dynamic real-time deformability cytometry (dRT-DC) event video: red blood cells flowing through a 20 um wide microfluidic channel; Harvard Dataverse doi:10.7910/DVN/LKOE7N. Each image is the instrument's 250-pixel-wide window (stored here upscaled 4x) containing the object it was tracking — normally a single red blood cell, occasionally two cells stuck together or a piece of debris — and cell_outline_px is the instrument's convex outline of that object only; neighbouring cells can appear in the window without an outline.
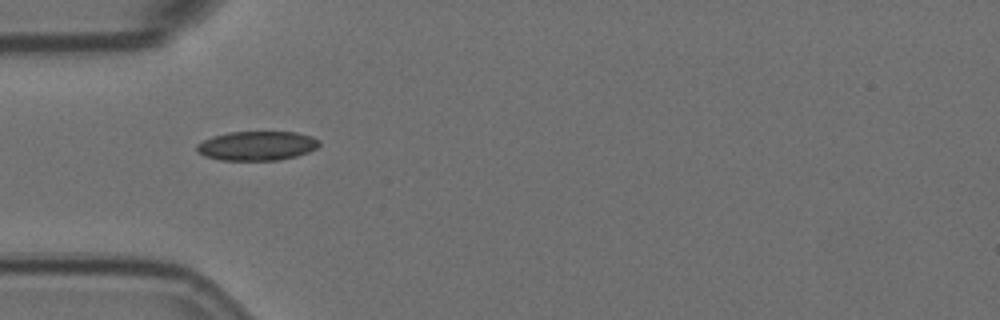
{"species": "Egyptian fruit bat (a non-hibernating species)", "species_latin": "Rousettus aegyptiacus", "temperature_condition": "room temperature", "stored_images_in_passage": 2, "camera_frame_rate_fps": 3000, "um_per_image_px": 0.085, "animal": {"sex": "female"}, "frame": {"image": 1, "passage_image": 1, "time_ms": 0.0, "image_size_px": [1000, 320], "cell_outline_px": [[320, 144], [316, 148], [308, 152], [296, 156], [276, 160], [220, 160], [204, 156], [196, 152], [196, 144], [212, 136], [228, 132], [296, 132], [312, 136], [320, 140]], "centroid_in_image_um": [21.82, 12.39], "position_along_channel_um": 63.2, "area_um2": 20.98}}
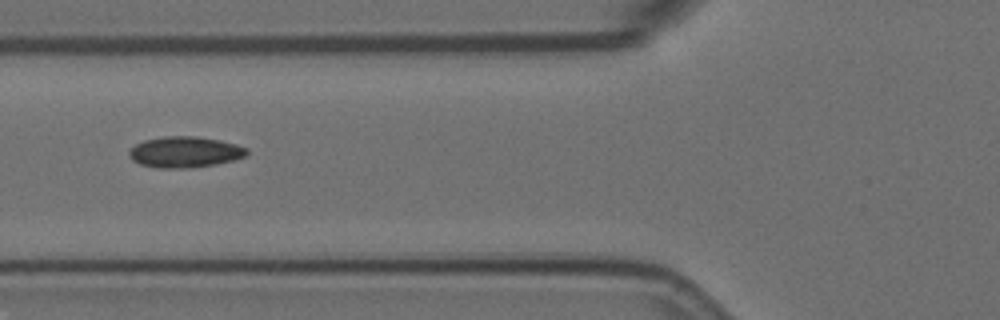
{"frame": {"image": 2, "passage_image": 2, "time_ms": 0.333, "image_size_px": [1000, 320], "cell_outline_px": [[248, 156], [216, 164], [188, 168], [160, 168], [140, 164], [132, 160], [128, 152], [136, 144], [144, 140], [164, 136], [196, 136], [220, 140], [236, 144], [248, 148]], "centroid_in_image_um": [15.74, 12.92], "position_along_channel_um": 110.1, "area_um2": 21.27}}